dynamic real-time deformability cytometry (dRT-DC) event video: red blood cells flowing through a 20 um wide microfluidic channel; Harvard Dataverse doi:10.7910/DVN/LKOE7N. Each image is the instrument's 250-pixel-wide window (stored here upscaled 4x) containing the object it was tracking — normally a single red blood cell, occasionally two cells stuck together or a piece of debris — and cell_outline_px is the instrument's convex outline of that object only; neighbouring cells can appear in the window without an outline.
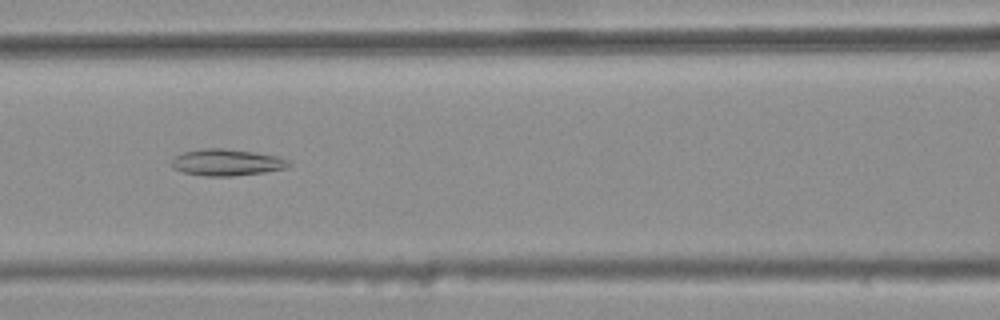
{"species": "common noctule bat (a hibernating species)", "species_latin": "Nyctalus noctula", "temperature_condition": "warm", "stored_images_in_passage": 46, "segment_of_instrument_passage": [2, 2], "camera_frame_rate_fps": 3000, "um_per_image_px": 0.085, "animal": {"sex": "female", "body_mass_g": 25.1}, "frame": {"image": 1, "passage_image": 22, "time_ms": 7.0, "image_size_px": [1000, 320], "cell_outline_px": [[292, 164], [284, 168], [264, 172], [232, 176], [204, 176], [184, 172], [172, 168], [168, 160], [184, 152], [204, 148], [224, 148], [280, 156], [288, 160]], "centroid_in_image_um": [19.23, 13.8], "position_along_channel_um": 147.4, "area_um2": 18.21}}
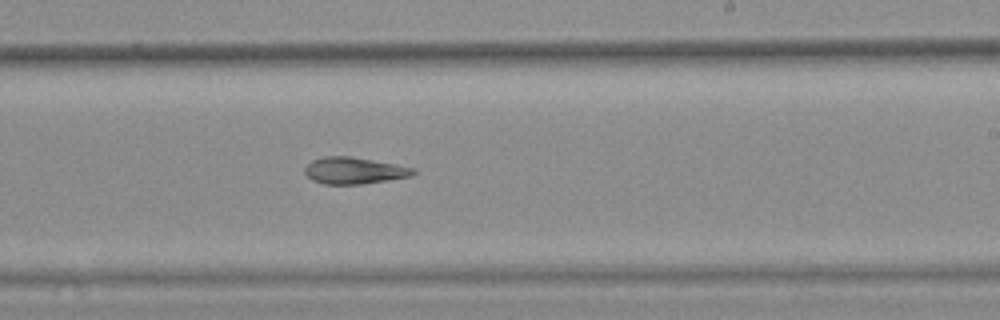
{"frame": {"image": 2, "passage_image": 31, "time_ms": 10.0, "image_size_px": [1000, 320], "cell_outline_px": [[416, 172], [412, 176], [360, 184], [324, 184], [312, 180], [304, 172], [304, 168], [312, 160], [324, 156], [352, 156], [416, 168]], "centroid_in_image_um": [30.09, 14.49], "position_along_channel_um": 258.9, "area_um2": 16.82}}
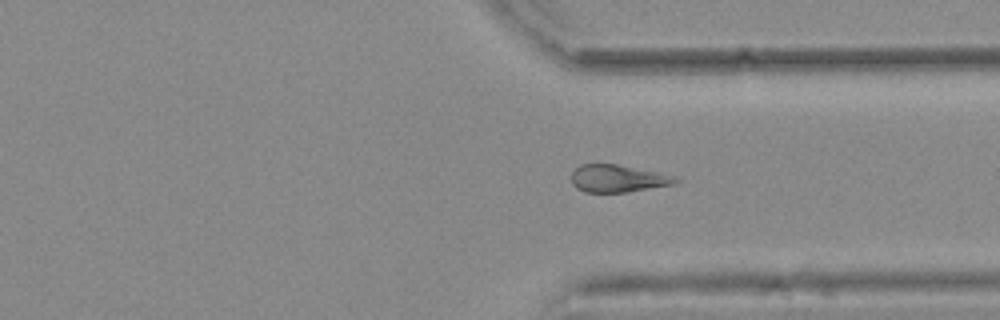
{"frame": {"image": 3, "passage_image": 39, "time_ms": 12.667, "image_size_px": [1000, 320], "cell_outline_px": [[680, 180], [672, 184], [624, 192], [584, 192], [576, 188], [572, 184], [572, 172], [580, 164], [616, 164], [656, 172], [672, 176]], "centroid_in_image_um": [52.43, 15.17], "position_along_channel_um": 359.0, "area_um2": 16.24}}